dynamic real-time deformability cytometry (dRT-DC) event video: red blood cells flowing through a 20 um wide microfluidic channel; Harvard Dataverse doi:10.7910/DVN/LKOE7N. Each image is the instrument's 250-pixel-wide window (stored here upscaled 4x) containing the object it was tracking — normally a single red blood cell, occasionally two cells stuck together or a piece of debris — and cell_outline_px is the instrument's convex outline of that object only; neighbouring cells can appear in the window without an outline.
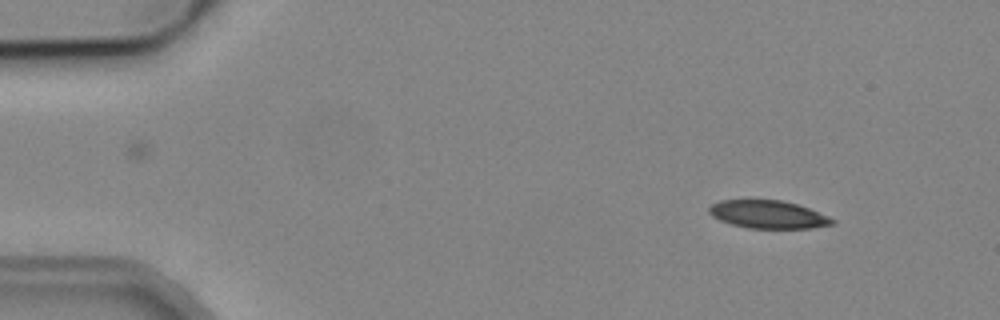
{"species": "common noctule bat (a hibernating species)", "species_latin": "Nyctalus noctula", "temperature_condition": "cold", "stored_images_in_passage": 5, "camera_frame_rate_fps": 3000, "um_per_image_px": 0.085, "animal": {"sex": "male", "body_mass_g": 19.2, "forearm_length_mm": 51.8}, "frame": {"image": 1, "passage_image": 2, "time_ms": 1.333, "image_size_px": [1000, 320], "cell_outline_px": [[836, 224], [812, 228], [748, 228], [732, 224], [720, 220], [712, 216], [708, 212], [708, 208], [712, 204], [720, 200], [780, 200], [796, 204], [808, 208], [828, 216], [836, 220]], "centroid_in_image_um": [65.29, 18.23], "position_along_channel_um": 19.7, "area_um2": 20.0}}
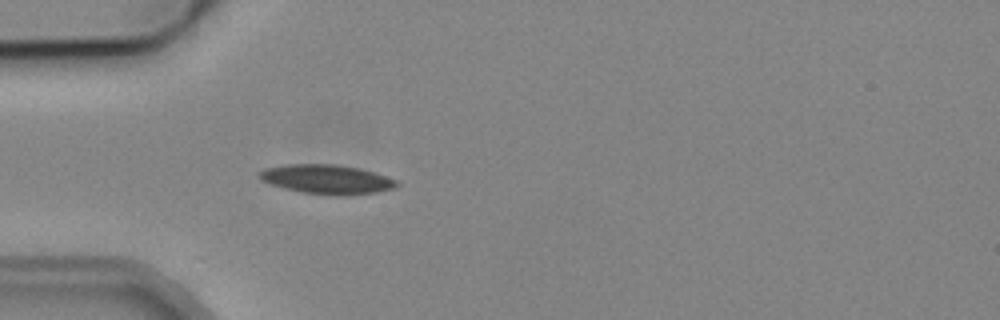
{"frame": {"image": 2, "passage_image": 5, "time_ms": 4.667, "image_size_px": [1000, 320], "cell_outline_px": [[400, 184], [396, 188], [376, 192], [304, 192], [284, 188], [260, 180], [260, 172], [264, 168], [288, 164], [336, 164], [360, 168], [396, 180]], "centroid_in_image_um": [27.74, 15.18], "position_along_channel_um": 57.3, "area_um2": 22.2}}